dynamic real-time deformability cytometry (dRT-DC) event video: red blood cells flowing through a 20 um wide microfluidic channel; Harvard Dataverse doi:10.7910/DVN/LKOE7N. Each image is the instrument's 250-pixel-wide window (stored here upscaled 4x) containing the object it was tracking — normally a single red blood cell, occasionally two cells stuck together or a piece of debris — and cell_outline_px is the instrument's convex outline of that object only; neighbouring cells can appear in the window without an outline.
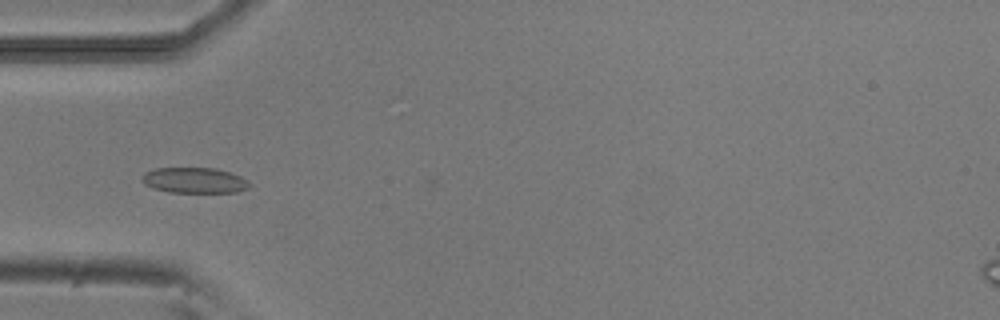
{"species": "common noctule bat (a hibernating species)", "species_latin": "Nyctalus noctula", "temperature_condition": "room temperature", "stored_images_in_passage": 27, "camera_frame_rate_fps": 3000, "um_per_image_px": 0.085, "animal": {"sex": "male", "body_mass_g": 20.5, "forearm_length_mm": 52.5}, "frame": {"image": 1, "passage_image": 1, "time_ms": 0.0, "image_size_px": [1000, 320], "cell_outline_px": [[252, 184], [248, 188], [236, 192], [168, 192], [152, 188], [144, 184], [140, 180], [140, 176], [144, 172], [156, 168], [216, 168], [240, 176], [248, 180]], "centroid_in_image_um": [16.48, 15.33], "position_along_channel_um": 68.5, "area_um2": 16.18}}
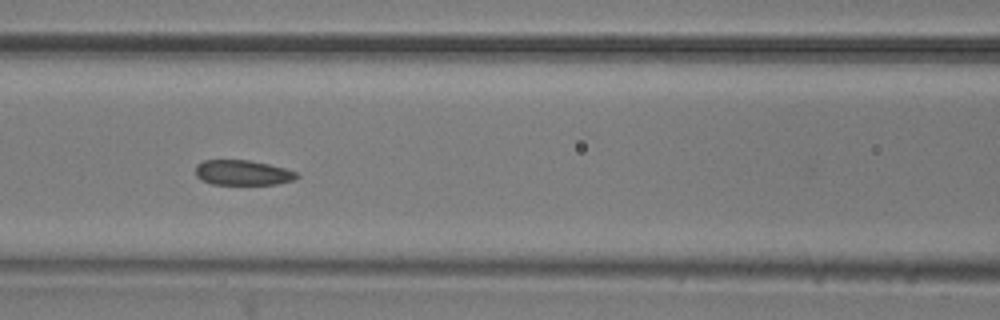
{"frame": {"image": 2, "passage_image": 7, "time_ms": 2.0, "image_size_px": [1000, 320], "cell_outline_px": [[300, 176], [296, 180], [276, 184], [212, 184], [200, 180], [196, 176], [196, 164], [204, 160], [248, 160], [268, 164], [284, 168], [296, 172]], "centroid_in_image_um": [20.62, 14.68], "position_along_channel_um": 146.0, "area_um2": 14.85}}
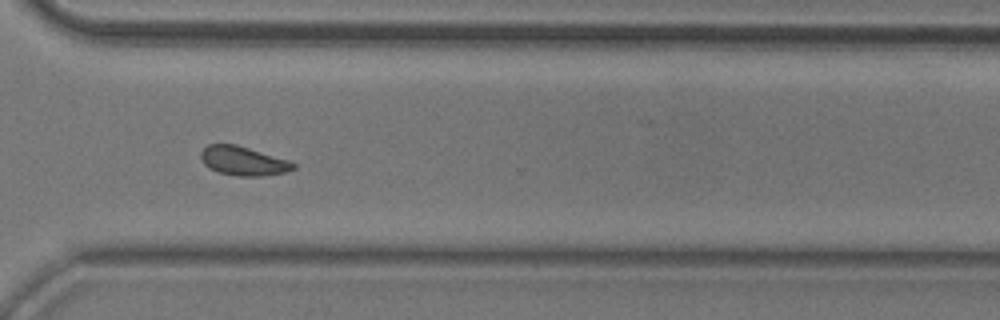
{"frame": {"image": 3, "passage_image": 23, "time_ms": 7.333, "image_size_px": [1000, 320], "cell_outline_px": [[296, 168], [284, 172], [264, 176], [236, 176], [220, 172], [208, 168], [204, 164], [200, 156], [200, 152], [208, 144], [236, 144], [288, 160], [296, 164]], "centroid_in_image_um": [20.66, 13.68], "position_along_channel_um": 349.9, "area_um2": 15.61}, "authors_computed_cell_mechanics": {"area_um2": 15.606, "velocity_mm_per_s": 3.8344, "shape_relaxation_time_tau1_ms": 5.221, "shape_relaxation_time_tau2_ms": 1.4636, "deformation_change_tau1": 0.0999, "deformation_change_tau2": 0.0494}}